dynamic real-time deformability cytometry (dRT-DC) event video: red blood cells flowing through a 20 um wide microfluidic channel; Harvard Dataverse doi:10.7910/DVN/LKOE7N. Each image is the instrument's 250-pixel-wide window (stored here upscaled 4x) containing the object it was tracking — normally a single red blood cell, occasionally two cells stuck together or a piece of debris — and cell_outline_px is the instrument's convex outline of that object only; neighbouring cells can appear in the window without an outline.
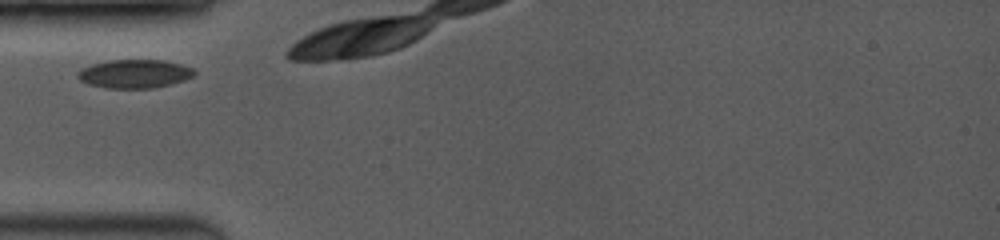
{"species": "common noctule bat (a hibernating species)", "species_latin": "Nyctalus noctula", "temperature_condition": "room temperature", "stored_images_in_passage": 5, "camera_frame_rate_fps": 3500, "um_per_image_px": 0.085, "animal": {"sex": "female", "body_mass_g": 19.0, "forearm_length_mm": 53.3}, "frame": {"image": 1, "passage_image": 1, "time_ms": 0.0, "image_size_px": [1000, 240], "cell_outline_px": [[196, 72], [192, 76], [184, 80], [172, 84], [152, 88], [108, 88], [88, 84], [80, 80], [76, 76], [76, 72], [92, 64], [108, 60], [164, 60], [196, 68]], "centroid_in_image_um": [11.45, 6.27], "position_along_channel_um": 73.5, "area_um2": 19.48}}